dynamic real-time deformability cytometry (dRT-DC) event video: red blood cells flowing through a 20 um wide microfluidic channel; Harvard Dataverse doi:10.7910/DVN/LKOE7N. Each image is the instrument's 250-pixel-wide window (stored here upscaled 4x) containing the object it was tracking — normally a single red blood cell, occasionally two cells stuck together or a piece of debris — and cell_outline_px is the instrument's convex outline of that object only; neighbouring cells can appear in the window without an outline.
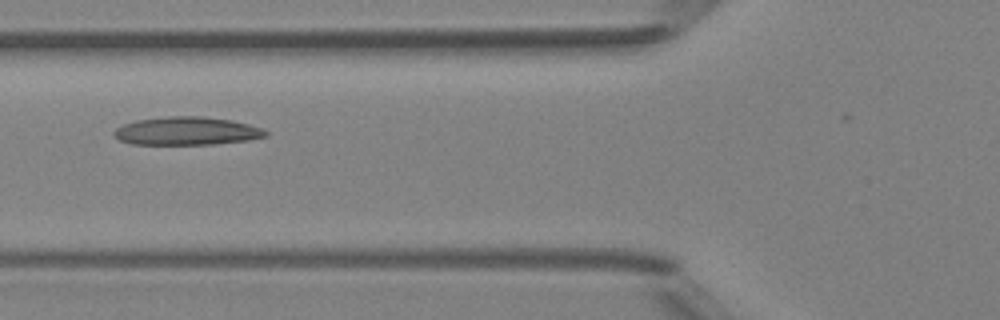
{"species": "Egyptian fruit bat (a non-hibernating species)", "species_latin": "Rousettus aegyptiacus", "temperature_condition": "room temperature", "stored_images_in_passage": 16, "camera_frame_rate_fps": 3000, "um_per_image_px": 0.085, "animal": {"sex": "female"}, "frame": {"image": 1, "passage_image": 13, "time_ms": 4.0, "image_size_px": [1000, 320], "cell_outline_px": [[268, 136], [248, 140], [212, 144], [132, 144], [120, 140], [112, 132], [116, 128], [124, 124], [136, 120], [168, 116], [200, 116], [232, 120], [248, 124], [260, 128], [268, 132]], "centroid_in_image_um": [15.87, 11.13], "position_along_channel_um": 109.9, "area_um2": 24.74}}